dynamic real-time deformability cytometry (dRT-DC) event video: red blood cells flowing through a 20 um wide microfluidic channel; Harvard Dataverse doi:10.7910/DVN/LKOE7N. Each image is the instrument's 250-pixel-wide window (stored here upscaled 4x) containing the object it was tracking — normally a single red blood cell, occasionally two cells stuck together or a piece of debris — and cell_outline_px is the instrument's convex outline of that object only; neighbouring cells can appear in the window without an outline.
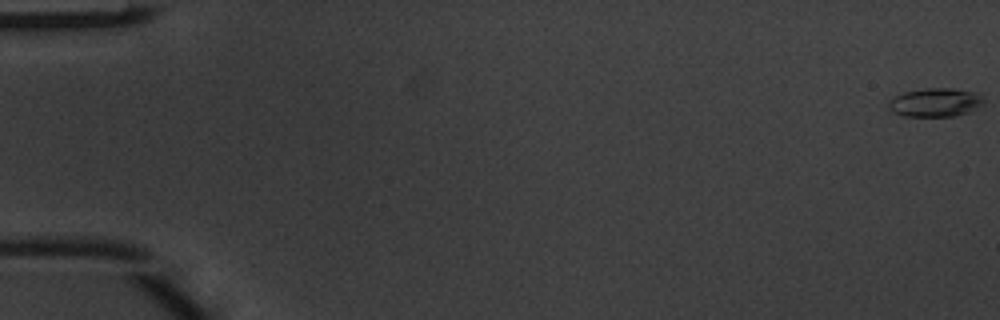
{"species": "common noctule bat (a hibernating species)", "species_latin": "Nyctalus noctula", "temperature_condition": "warm", "stored_images_in_passage": 6, "camera_frame_rate_fps": 3000, "um_per_image_px": 0.085, "animal": {"sex": "male", "body_mass_g": 20.1, "forearm_length_mm": 53.5}, "frame": {"image": 1, "passage_image": 1, "time_ms": 0.0, "image_size_px": [1000, 320], "cell_outline_px": [[984, 104], [968, 112], [956, 116], [904, 116], [892, 112], [888, 108], [888, 100], [892, 96], [904, 92], [928, 88], [952, 88], [980, 92], [984, 100]], "centroid_in_image_um": [79.5, 8.7], "position_along_channel_um": 5.5, "area_um2": 16.18}}